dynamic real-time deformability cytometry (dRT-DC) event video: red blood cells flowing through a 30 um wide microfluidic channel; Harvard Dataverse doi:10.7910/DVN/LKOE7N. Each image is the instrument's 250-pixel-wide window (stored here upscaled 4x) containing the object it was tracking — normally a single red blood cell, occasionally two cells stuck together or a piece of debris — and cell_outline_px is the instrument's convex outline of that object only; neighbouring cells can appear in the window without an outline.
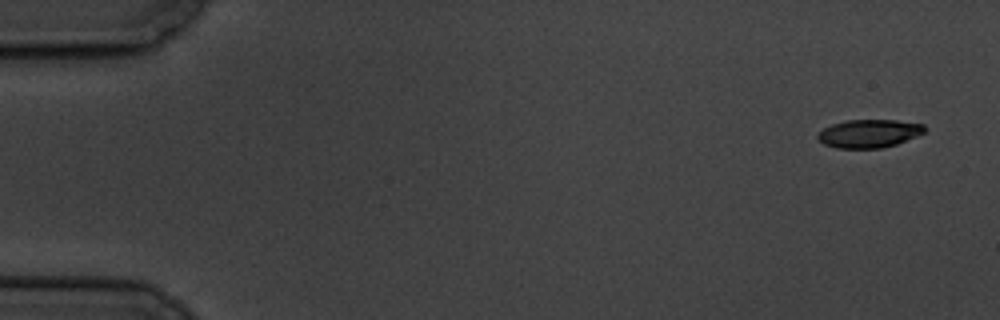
{"species": "common noctule bat (a hibernating species)", "species_latin": "Nyctalus noctula", "temperature_condition": "cold", "stored_images_in_passage": 9, "camera_frame_rate_fps": 3000, "um_per_image_px": 0.085, "animal": {"sex": "male", "body_mass_g": 19.5, "forearm_length_mm": 54.6}, "frame": {"image": 1, "passage_image": 1, "time_ms": 0.0, "image_size_px": [1000, 320], "cell_outline_px": [[928, 128], [924, 132], [916, 136], [896, 144], [884, 148], [836, 148], [824, 144], [816, 136], [824, 128], [832, 124], [844, 120], [896, 120], [924, 124]], "centroid_in_image_um": [73.89, 11.34], "position_along_channel_um": 11.1, "area_um2": 17.57}}
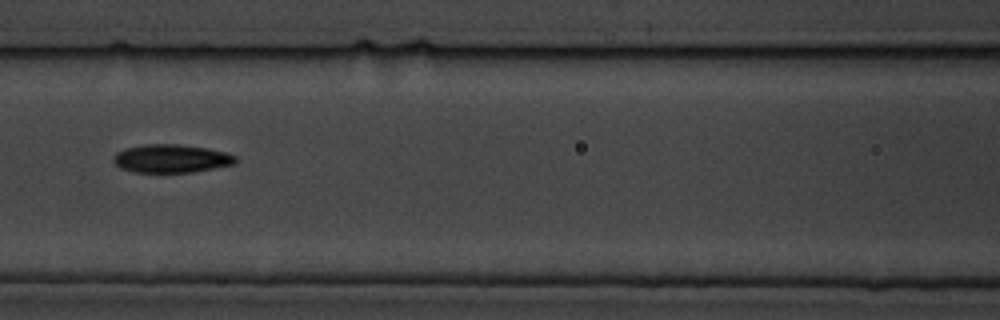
{"frame": {"image": 2, "passage_image": 7, "time_ms": 8.0, "image_size_px": [1000, 320], "cell_outline_px": [[236, 164], [192, 172], [132, 172], [120, 168], [112, 160], [112, 156], [116, 152], [124, 148], [144, 144], [180, 144], [208, 148], [224, 152], [236, 156]], "centroid_in_image_um": [14.52, 13.47], "position_along_channel_um": 152.1, "area_um2": 20.29}}
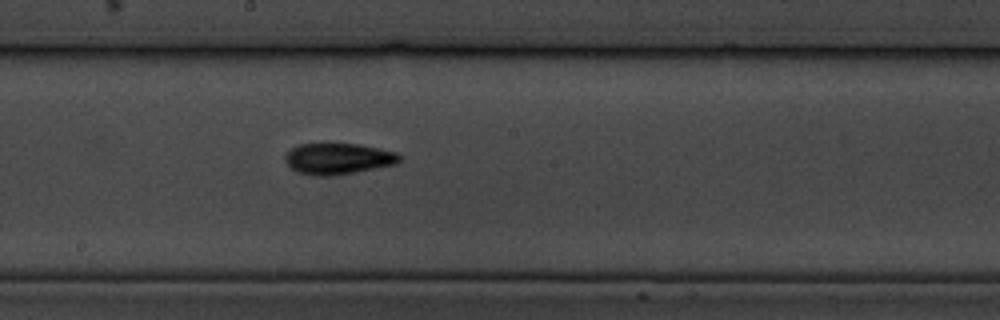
{"frame": {"image": 3, "passage_image": 9, "time_ms": 10.0, "image_size_px": [1000, 320], "cell_outline_px": [[400, 160], [396, 164], [336, 176], [316, 176], [296, 172], [284, 160], [284, 156], [296, 144], [360, 144], [380, 148], [396, 152], [400, 156]], "centroid_in_image_um": [28.73, 13.5], "position_along_channel_um": 219.5, "area_um2": 20.87}}